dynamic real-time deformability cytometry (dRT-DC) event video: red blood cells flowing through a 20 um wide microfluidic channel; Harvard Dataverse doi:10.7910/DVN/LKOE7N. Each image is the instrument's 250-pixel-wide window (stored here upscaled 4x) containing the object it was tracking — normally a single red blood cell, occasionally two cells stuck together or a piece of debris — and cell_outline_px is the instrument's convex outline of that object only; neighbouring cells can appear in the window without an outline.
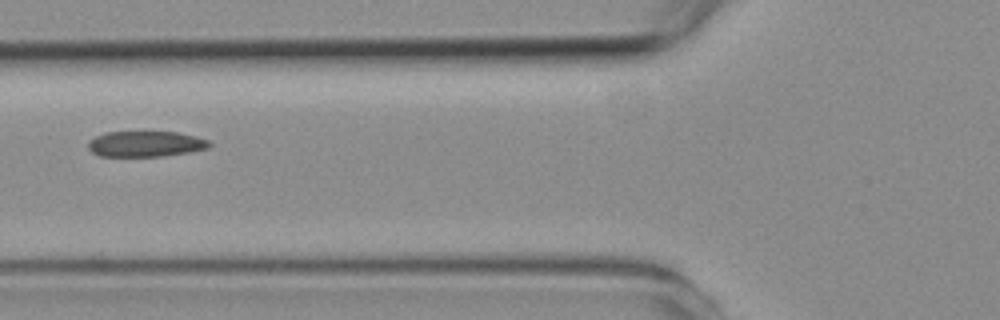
{"species": "common noctule bat (a hibernating species)", "species_latin": "Nyctalus noctula", "temperature_condition": "room temperature", "stored_images_in_passage": 7, "camera_frame_rate_fps": 3000, "um_per_image_px": 0.085, "animal": {"sex": "female", "body_mass_g": 19.3, "forearm_length_mm": 54.1}, "frame": {"image": 1, "passage_image": 6, "time_ms": 6.667, "image_size_px": [1000, 320], "cell_outline_px": [[212, 144], [208, 148], [188, 152], [164, 156], [100, 156], [92, 152], [88, 148], [88, 140], [104, 132], [176, 132], [208, 140]], "centroid_in_image_um": [12.33, 12.23], "position_along_channel_um": 113.5, "area_um2": 18.03}}
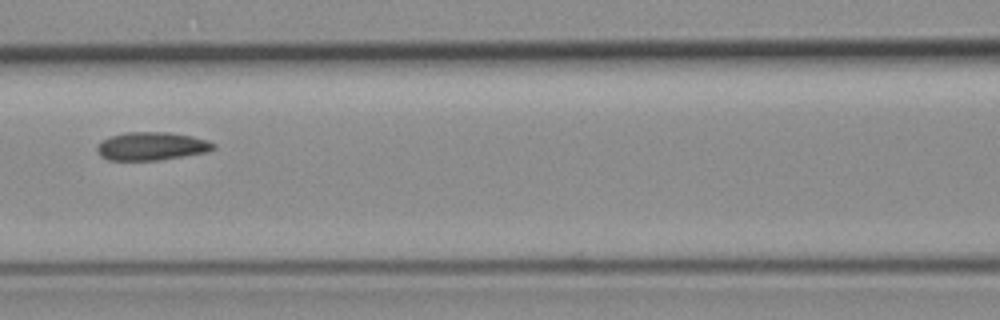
{"frame": {"image": 2, "passage_image": 7, "time_ms": 7.667, "image_size_px": [1000, 320], "cell_outline_px": [[216, 148], [204, 152], [160, 160], [108, 160], [100, 156], [96, 148], [104, 140], [112, 136], [124, 132], [168, 132], [192, 136], [216, 144]], "centroid_in_image_um": [12.87, 12.42], "position_along_channel_um": 153.7, "area_um2": 18.84}}